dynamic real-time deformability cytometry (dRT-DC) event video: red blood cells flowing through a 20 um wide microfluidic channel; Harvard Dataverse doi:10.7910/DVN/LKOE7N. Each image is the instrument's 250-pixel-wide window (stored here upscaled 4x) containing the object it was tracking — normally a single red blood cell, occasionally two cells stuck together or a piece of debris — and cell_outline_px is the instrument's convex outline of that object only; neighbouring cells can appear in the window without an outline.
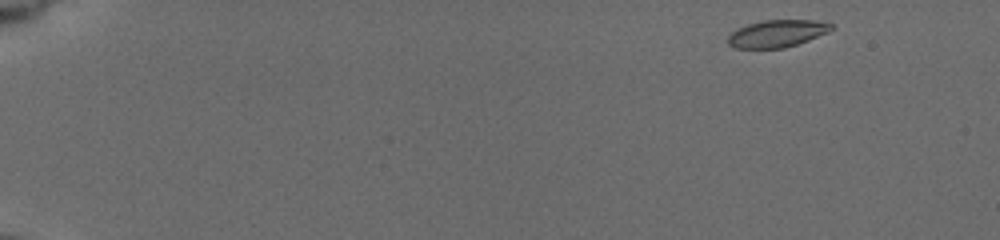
{"species": "common noctule bat (a hibernating species)", "species_latin": "Nyctalus noctula", "temperature_condition": "cold", "stored_images_in_passage": 74, "camera_frame_rate_fps": 3000, "um_per_image_px": 0.085, "animal": {"sex": "female", "body_mass_g": 19.5, "forearm_length_mm": 54.1}, "frame": {"image": 1, "passage_image": 1, "time_ms": 0.0, "image_size_px": [1000, 240], "cell_outline_px": [[832, 28], [828, 32], [808, 40], [784, 48], [736, 48], [728, 44], [728, 36], [736, 28], [748, 24], [764, 20], [812, 20], [832, 24]], "centroid_in_image_um": [66.01, 2.85], "position_along_channel_um": 19.0, "area_um2": 16.24}}
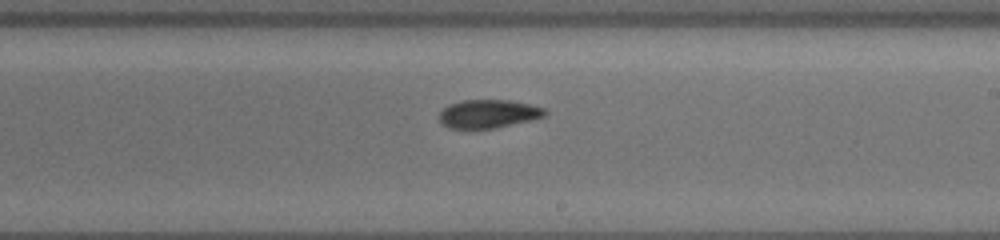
{"frame": {"image": 2, "passage_image": 43, "time_ms": 10.0, "image_size_px": [1000, 240], "cell_outline_px": [[548, 112], [544, 116], [528, 120], [492, 128], [448, 128], [440, 120], [440, 112], [448, 104], [460, 100], [508, 100], [528, 104], [544, 108]], "centroid_in_image_um": [41.48, 9.65], "position_along_channel_um": 247.5, "area_um2": 17.11}}
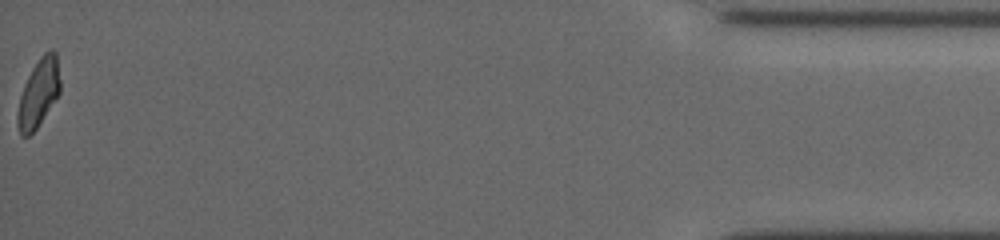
{"frame": {"image": 3, "passage_image": 73, "time_ms": 17.0, "image_size_px": [1000, 240], "cell_outline_px": [[60, 92], [36, 128], [28, 136], [20, 136], [16, 120], [20, 96], [24, 84], [32, 68], [40, 56], [48, 48], [52, 48], [56, 52], [60, 80]], "centroid_in_image_um": [3.27, 7.87], "position_along_channel_um": 431.9, "area_um2": 16.82}, "authors_computed_cell_mechanics": {"area_um2": 17.2822, "velocity_mm_per_s": 3.7644, "shape_relaxation_time_tau1_ms": 6.7775, "shape_relaxation_time_tau2_ms": 6.5518, "deformation_change_tau1": 0.17, "deformation_change_tau2": 0.1105}}